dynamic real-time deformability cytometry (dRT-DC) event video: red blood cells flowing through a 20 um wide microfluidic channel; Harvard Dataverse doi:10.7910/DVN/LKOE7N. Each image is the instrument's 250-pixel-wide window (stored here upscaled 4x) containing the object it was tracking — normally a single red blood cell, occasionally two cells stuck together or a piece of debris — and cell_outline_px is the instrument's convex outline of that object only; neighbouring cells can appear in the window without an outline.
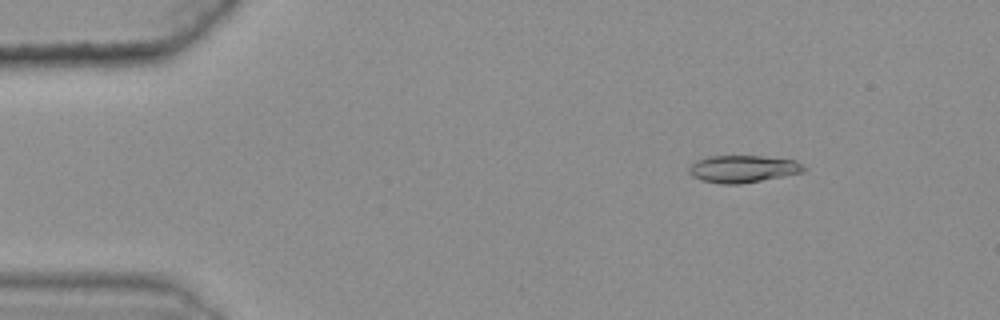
{"species": "common noctule bat (a hibernating species)", "species_latin": "Nyctalus noctula", "temperature_condition": "warm", "stored_images_in_passage": 49, "camera_frame_rate_fps": 3000, "um_per_image_px": 0.085, "animal": {"sex": "female", "body_mass_g": 25.1}, "frame": {"image": 1, "passage_image": 8, "time_ms": 2.333, "image_size_px": [1000, 320], "cell_outline_px": [[808, 168], [804, 172], [784, 176], [740, 184], [720, 184], [700, 180], [692, 176], [688, 172], [688, 168], [696, 160], [708, 156], [764, 156], [796, 160]], "centroid_in_image_um": [63.16, 14.35], "position_along_channel_um": 21.8, "area_um2": 18.44}}
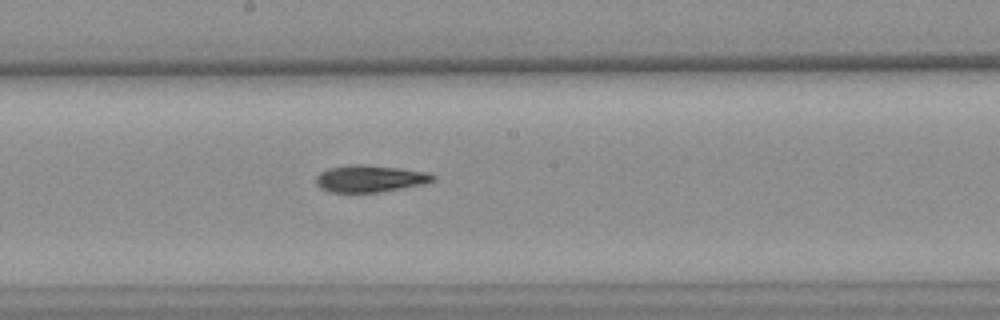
{"frame": {"image": 2, "passage_image": 31, "time_ms": 10.0, "image_size_px": [1000, 320], "cell_outline_px": [[436, 180], [424, 184], [380, 192], [332, 192], [320, 188], [316, 184], [316, 176], [320, 172], [328, 168], [348, 164], [364, 164], [400, 168], [428, 172], [436, 176]], "centroid_in_image_um": [31.45, 15.17], "position_along_channel_um": 216.7, "area_um2": 18.55}}
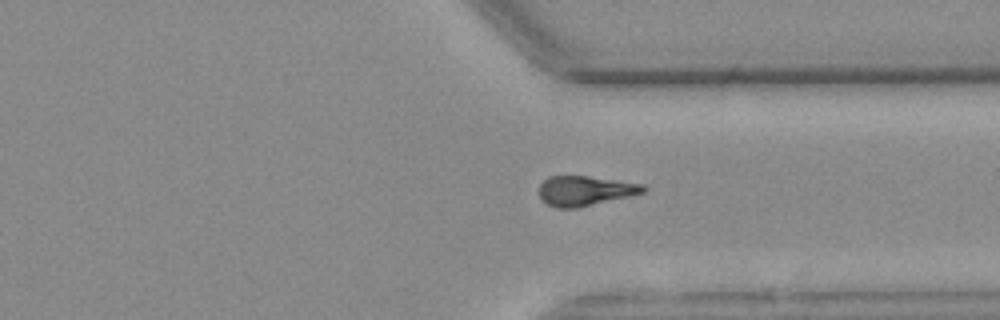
{"frame": {"image": 3, "passage_image": 43, "time_ms": 14.0, "image_size_px": [1000, 320], "cell_outline_px": [[648, 188], [644, 192], [628, 196], [576, 208], [556, 208], [548, 204], [540, 196], [540, 184], [548, 176], [588, 176], [644, 184]], "centroid_in_image_um": [49.73, 16.2], "position_along_channel_um": 361.7, "area_um2": 17.86}, "authors_computed_cell_mechanics": {"area_um2": 18.3804, "velocity_mm_per_s": 3.612, "shape_relaxation_time_tau1_ms": 10.713, "shape_relaxation_time_tau2_ms": 9.6309, "deformation_change_tau1": 0.232, "deformation_change_tau2": 0.2039}}